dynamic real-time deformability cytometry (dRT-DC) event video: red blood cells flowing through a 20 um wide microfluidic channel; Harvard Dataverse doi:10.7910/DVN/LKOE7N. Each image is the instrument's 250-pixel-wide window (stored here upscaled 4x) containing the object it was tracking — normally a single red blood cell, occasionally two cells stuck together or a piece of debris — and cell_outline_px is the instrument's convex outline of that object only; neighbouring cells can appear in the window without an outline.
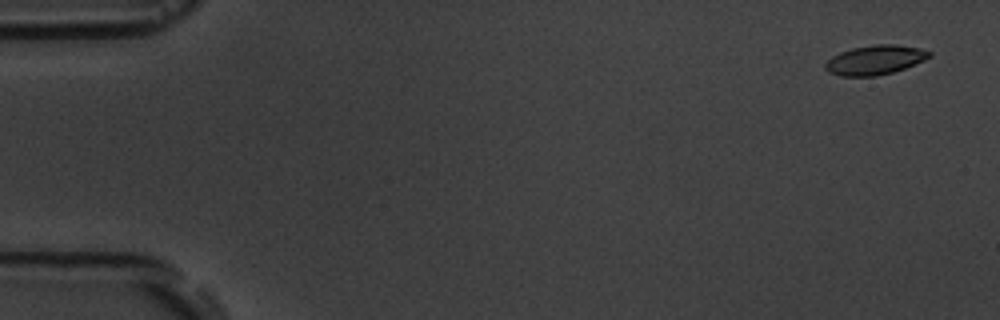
{"species": "common noctule bat (a hibernating species)", "species_latin": "Nyctalus noctula", "temperature_condition": "room temperature", "stored_images_in_passage": 5, "camera_frame_rate_fps": 3000, "um_per_image_px": 0.085, "animal": {"sex": "male", "body_mass_g": 19.5, "forearm_length_mm": 54.6}, "frame": {"image": 1, "passage_image": 1, "time_ms": 0.0, "image_size_px": [1000, 320], "cell_outline_px": [[932, 56], [924, 60], [904, 68], [892, 72], [876, 76], [840, 76], [828, 72], [824, 68], [824, 64], [832, 56], [840, 52], [852, 48], [876, 44], [896, 44], [920, 48], [932, 52]], "centroid_in_image_um": [74.37, 5.09], "position_along_channel_um": 10.6, "area_um2": 17.86}}
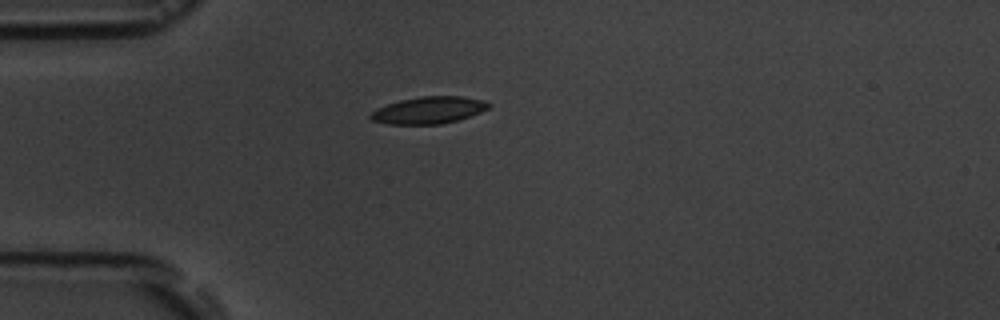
{"frame": {"image": 2, "passage_image": 5, "time_ms": 4.333, "image_size_px": [1000, 320], "cell_outline_px": [[492, 104], [488, 108], [480, 112], [456, 120], [440, 124], [388, 124], [372, 120], [368, 116], [376, 108], [400, 100], [420, 96], [464, 96], [484, 100]], "centroid_in_image_um": [36.44, 9.35], "position_along_channel_um": 48.6, "area_um2": 18.5}}